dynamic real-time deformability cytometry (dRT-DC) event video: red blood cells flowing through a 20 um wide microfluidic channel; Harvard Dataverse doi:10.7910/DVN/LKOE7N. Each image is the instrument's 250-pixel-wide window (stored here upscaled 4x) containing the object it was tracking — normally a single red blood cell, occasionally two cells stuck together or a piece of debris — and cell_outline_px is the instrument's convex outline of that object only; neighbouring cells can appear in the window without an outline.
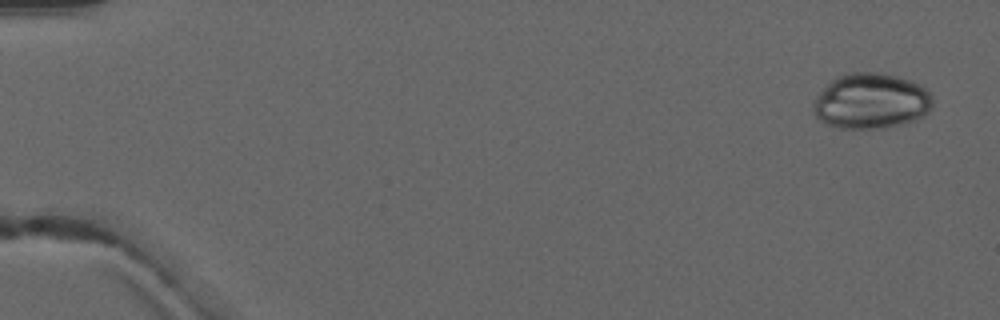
{"species": "common noctule bat (a hibernating species)", "species_latin": "Nyctalus noctula", "temperature_condition": "warm", "stored_images_in_passage": 6, "camera_frame_rate_fps": 3000, "um_per_image_px": 0.085, "animal": {"sex": "male", "forearm_length_mm": 52.5}, "frame": {"image": 1, "passage_image": 1, "time_ms": 0.0, "image_size_px": [1000, 320], "cell_outline_px": [[932, 108], [924, 116], [916, 120], [904, 124], [888, 128], [840, 128], [828, 124], [820, 120], [816, 116], [812, 104], [812, 100], [836, 76], [852, 72], [880, 72], [912, 80], [920, 84], [932, 96]], "centroid_in_image_um": [74.06, 8.59], "position_along_channel_um": 10.9, "area_um2": 38.9}}